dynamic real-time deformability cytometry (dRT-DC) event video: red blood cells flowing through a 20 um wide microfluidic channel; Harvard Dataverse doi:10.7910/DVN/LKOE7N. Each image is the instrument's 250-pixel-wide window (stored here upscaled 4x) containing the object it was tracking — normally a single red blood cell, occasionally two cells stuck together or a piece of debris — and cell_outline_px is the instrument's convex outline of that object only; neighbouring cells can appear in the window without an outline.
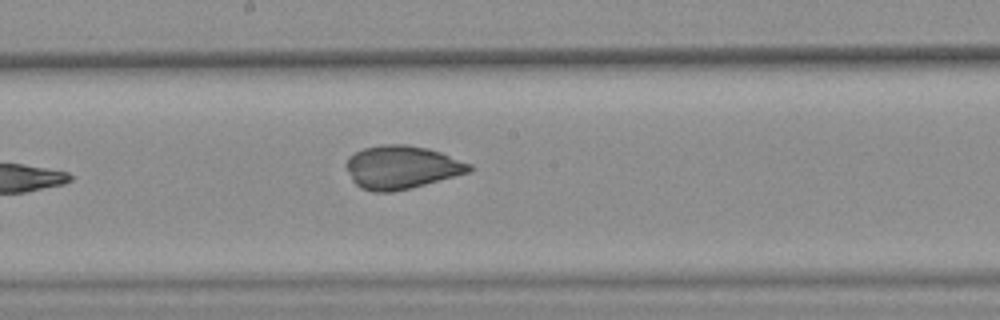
{"species": "common noctule bat (a hibernating species)", "species_latin": "Nyctalus noctula", "temperature_condition": "warm", "stored_images_in_passage": 5, "camera_frame_rate_fps": 3000, "um_per_image_px": 0.085, "animal": {"sex": "female", "body_mass_g": 25.1}, "frame": {"image": 1, "passage_image": 5, "time_ms": 1.333, "image_size_px": [1000, 320], "cell_outline_px": [[472, 168], [468, 172], [424, 184], [392, 192], [372, 192], [360, 188], [352, 180], [344, 164], [348, 156], [364, 148], [384, 144], [408, 144], [428, 148], [440, 152], [472, 164]], "centroid_in_image_um": [34.08, 14.21], "position_along_channel_um": 214.1, "area_um2": 30.87}}